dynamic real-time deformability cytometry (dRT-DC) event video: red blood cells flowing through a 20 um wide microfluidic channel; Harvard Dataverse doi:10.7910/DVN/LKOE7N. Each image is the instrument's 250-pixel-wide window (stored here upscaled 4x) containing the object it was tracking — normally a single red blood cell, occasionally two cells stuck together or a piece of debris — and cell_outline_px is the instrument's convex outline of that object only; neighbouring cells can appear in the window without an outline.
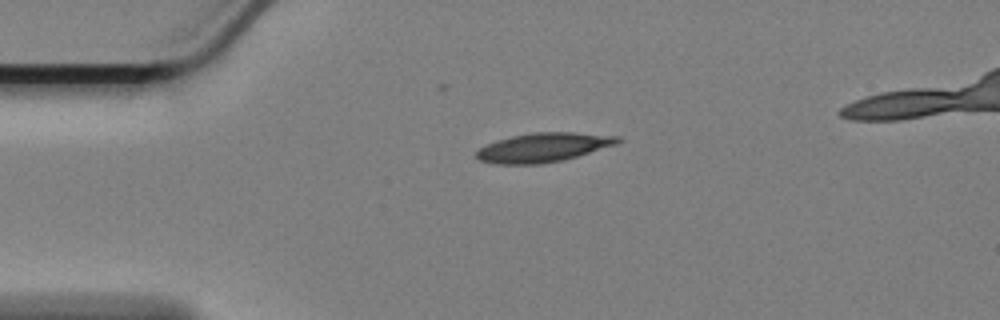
{"species": "Egyptian fruit bat (a non-hibernating species)", "species_latin": "Rousettus aegyptiacus", "temperature_condition": "cold", "stored_images_in_passage": 39, "camera_frame_rate_fps": 3000, "um_per_image_px": 0.085, "animal": {"sex": "female"}, "frame": {"image": 1, "passage_image": 1, "time_ms": 0.0, "image_size_px": [1000, 320], "cell_outline_px": [[624, 140], [616, 144], [564, 160], [540, 164], [500, 164], [480, 160], [476, 156], [476, 152], [480, 148], [496, 140], [512, 136], [532, 132], [576, 132], [620, 136]], "centroid_in_image_um": [46.22, 12.52], "position_along_channel_um": 38.8, "area_um2": 23.93}}
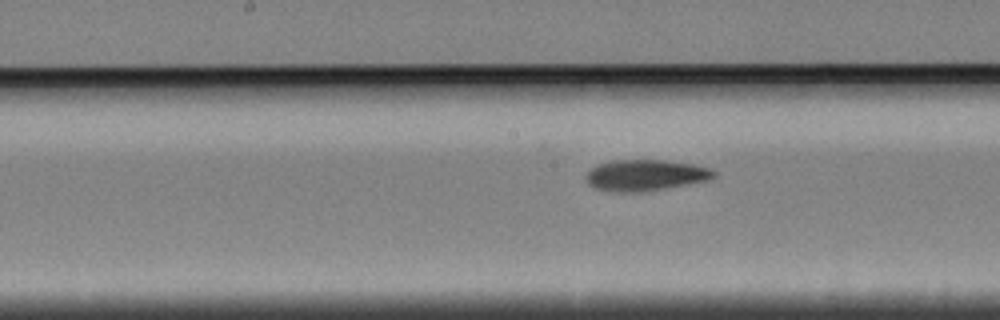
{"frame": {"image": 2, "passage_image": 17, "time_ms": 5.333, "image_size_px": [1000, 320], "cell_outline_px": [[716, 176], [708, 180], [640, 192], [616, 192], [596, 188], [588, 184], [588, 172], [596, 164], [612, 160], [664, 160], [692, 164], [712, 168], [716, 172]], "centroid_in_image_um": [54.88, 14.88], "position_along_channel_um": 193.3, "area_um2": 22.95}}
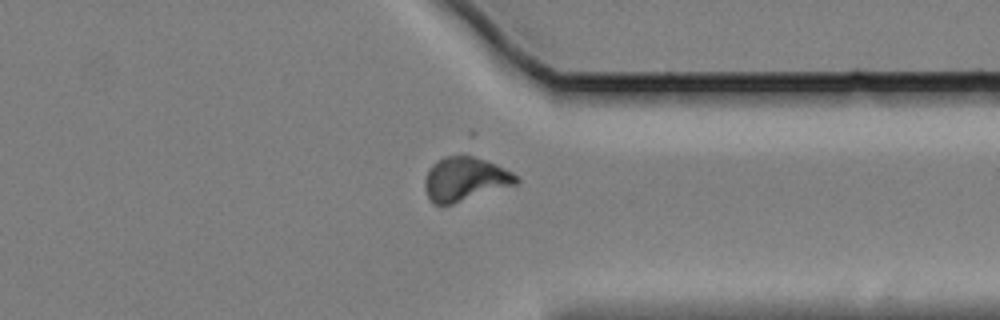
{"frame": {"image": 3, "passage_image": 33, "time_ms": 10.667, "image_size_px": [1000, 320], "cell_outline_px": [[520, 180], [516, 184], [452, 204], [436, 204], [428, 196], [424, 188], [424, 180], [432, 164], [436, 160], [444, 156], [472, 156], [496, 164], [512, 172]], "centroid_in_image_um": [39.51, 15.21], "position_along_channel_um": 371.9, "area_um2": 23.0}}